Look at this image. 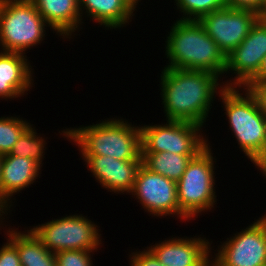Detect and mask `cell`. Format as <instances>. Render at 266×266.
Instances as JSON below:
<instances>
[{"label":"cell","mask_w":266,"mask_h":266,"mask_svg":"<svg viewBox=\"0 0 266 266\" xmlns=\"http://www.w3.org/2000/svg\"><path fill=\"white\" fill-rule=\"evenodd\" d=\"M160 79L166 120L192 122L205 128L215 96L225 88L223 79L219 83L221 78L211 72L177 68H162Z\"/></svg>","instance_id":"1"},{"label":"cell","mask_w":266,"mask_h":266,"mask_svg":"<svg viewBox=\"0 0 266 266\" xmlns=\"http://www.w3.org/2000/svg\"><path fill=\"white\" fill-rule=\"evenodd\" d=\"M170 27L164 50L169 63L164 68L207 71L220 78L224 76L227 57L199 20L178 18Z\"/></svg>","instance_id":"2"},{"label":"cell","mask_w":266,"mask_h":266,"mask_svg":"<svg viewBox=\"0 0 266 266\" xmlns=\"http://www.w3.org/2000/svg\"><path fill=\"white\" fill-rule=\"evenodd\" d=\"M63 138L78 146L80 155L110 156L117 160H142L141 129L126 118H107L96 124L65 128Z\"/></svg>","instance_id":"3"},{"label":"cell","mask_w":266,"mask_h":266,"mask_svg":"<svg viewBox=\"0 0 266 266\" xmlns=\"http://www.w3.org/2000/svg\"><path fill=\"white\" fill-rule=\"evenodd\" d=\"M218 96L239 149L252 161L266 147V116L245 87H225Z\"/></svg>","instance_id":"4"},{"label":"cell","mask_w":266,"mask_h":266,"mask_svg":"<svg viewBox=\"0 0 266 266\" xmlns=\"http://www.w3.org/2000/svg\"><path fill=\"white\" fill-rule=\"evenodd\" d=\"M47 27L30 0H0V51L27 54L44 41Z\"/></svg>","instance_id":"5"},{"label":"cell","mask_w":266,"mask_h":266,"mask_svg":"<svg viewBox=\"0 0 266 266\" xmlns=\"http://www.w3.org/2000/svg\"><path fill=\"white\" fill-rule=\"evenodd\" d=\"M210 147L212 146L208 144L191 159L177 182L179 209L189 220H196L195 217L210 212L217 204L215 192L217 159L213 157Z\"/></svg>","instance_id":"6"},{"label":"cell","mask_w":266,"mask_h":266,"mask_svg":"<svg viewBox=\"0 0 266 266\" xmlns=\"http://www.w3.org/2000/svg\"><path fill=\"white\" fill-rule=\"evenodd\" d=\"M83 214L66 215L29 229L51 252L65 250H100L101 230ZM98 248V249H97Z\"/></svg>","instance_id":"7"},{"label":"cell","mask_w":266,"mask_h":266,"mask_svg":"<svg viewBox=\"0 0 266 266\" xmlns=\"http://www.w3.org/2000/svg\"><path fill=\"white\" fill-rule=\"evenodd\" d=\"M140 129L142 153L197 155L210 144L203 127L192 122L166 120L164 124L140 125Z\"/></svg>","instance_id":"8"},{"label":"cell","mask_w":266,"mask_h":266,"mask_svg":"<svg viewBox=\"0 0 266 266\" xmlns=\"http://www.w3.org/2000/svg\"><path fill=\"white\" fill-rule=\"evenodd\" d=\"M129 195L137 199L145 212L151 216H175L181 222H189L179 209L177 182L150 171L143 164L137 170L134 188Z\"/></svg>","instance_id":"9"},{"label":"cell","mask_w":266,"mask_h":266,"mask_svg":"<svg viewBox=\"0 0 266 266\" xmlns=\"http://www.w3.org/2000/svg\"><path fill=\"white\" fill-rule=\"evenodd\" d=\"M233 235L217 246L211 266H266V233L256 219Z\"/></svg>","instance_id":"10"},{"label":"cell","mask_w":266,"mask_h":266,"mask_svg":"<svg viewBox=\"0 0 266 266\" xmlns=\"http://www.w3.org/2000/svg\"><path fill=\"white\" fill-rule=\"evenodd\" d=\"M260 17L252 10L225 6L202 16L199 22L227 57L249 34Z\"/></svg>","instance_id":"11"},{"label":"cell","mask_w":266,"mask_h":266,"mask_svg":"<svg viewBox=\"0 0 266 266\" xmlns=\"http://www.w3.org/2000/svg\"><path fill=\"white\" fill-rule=\"evenodd\" d=\"M266 55V22L260 17L244 40L227 56L225 87H244L257 73Z\"/></svg>","instance_id":"12"},{"label":"cell","mask_w":266,"mask_h":266,"mask_svg":"<svg viewBox=\"0 0 266 266\" xmlns=\"http://www.w3.org/2000/svg\"><path fill=\"white\" fill-rule=\"evenodd\" d=\"M200 236L165 238L147 248L164 266H211L213 241Z\"/></svg>","instance_id":"13"},{"label":"cell","mask_w":266,"mask_h":266,"mask_svg":"<svg viewBox=\"0 0 266 266\" xmlns=\"http://www.w3.org/2000/svg\"><path fill=\"white\" fill-rule=\"evenodd\" d=\"M86 168L102 189L116 194H130L142 160H117L110 156L82 155Z\"/></svg>","instance_id":"14"},{"label":"cell","mask_w":266,"mask_h":266,"mask_svg":"<svg viewBox=\"0 0 266 266\" xmlns=\"http://www.w3.org/2000/svg\"><path fill=\"white\" fill-rule=\"evenodd\" d=\"M41 167L32 159L17 155L6 154L2 156L1 164V188H2V209L8 214L13 206L14 195L21 193L31 184L36 182Z\"/></svg>","instance_id":"15"},{"label":"cell","mask_w":266,"mask_h":266,"mask_svg":"<svg viewBox=\"0 0 266 266\" xmlns=\"http://www.w3.org/2000/svg\"><path fill=\"white\" fill-rule=\"evenodd\" d=\"M33 73L26 54L0 51V99L14 100L27 95L34 86Z\"/></svg>","instance_id":"16"},{"label":"cell","mask_w":266,"mask_h":266,"mask_svg":"<svg viewBox=\"0 0 266 266\" xmlns=\"http://www.w3.org/2000/svg\"><path fill=\"white\" fill-rule=\"evenodd\" d=\"M43 19L51 26L53 34L71 39L83 27L79 0H30ZM81 28V29H80ZM74 34V35H73Z\"/></svg>","instance_id":"17"},{"label":"cell","mask_w":266,"mask_h":266,"mask_svg":"<svg viewBox=\"0 0 266 266\" xmlns=\"http://www.w3.org/2000/svg\"><path fill=\"white\" fill-rule=\"evenodd\" d=\"M135 10L137 11L136 7L128 0H79L83 24V17L87 16L90 21L92 19L100 24V27L103 26L106 30L110 28L111 31L126 27L135 16Z\"/></svg>","instance_id":"18"},{"label":"cell","mask_w":266,"mask_h":266,"mask_svg":"<svg viewBox=\"0 0 266 266\" xmlns=\"http://www.w3.org/2000/svg\"><path fill=\"white\" fill-rule=\"evenodd\" d=\"M7 229L4 235L17 248L21 266H57L55 253L44 246L31 230Z\"/></svg>","instance_id":"19"},{"label":"cell","mask_w":266,"mask_h":266,"mask_svg":"<svg viewBox=\"0 0 266 266\" xmlns=\"http://www.w3.org/2000/svg\"><path fill=\"white\" fill-rule=\"evenodd\" d=\"M196 155H180L170 152L142 153V164L150 171L178 182L189 162Z\"/></svg>","instance_id":"20"},{"label":"cell","mask_w":266,"mask_h":266,"mask_svg":"<svg viewBox=\"0 0 266 266\" xmlns=\"http://www.w3.org/2000/svg\"><path fill=\"white\" fill-rule=\"evenodd\" d=\"M32 126L33 124L21 134L9 154L30 158L42 168L47 142L36 132V127Z\"/></svg>","instance_id":"21"},{"label":"cell","mask_w":266,"mask_h":266,"mask_svg":"<svg viewBox=\"0 0 266 266\" xmlns=\"http://www.w3.org/2000/svg\"><path fill=\"white\" fill-rule=\"evenodd\" d=\"M31 125L20 116L0 117V155L9 154L21 134Z\"/></svg>","instance_id":"22"},{"label":"cell","mask_w":266,"mask_h":266,"mask_svg":"<svg viewBox=\"0 0 266 266\" xmlns=\"http://www.w3.org/2000/svg\"><path fill=\"white\" fill-rule=\"evenodd\" d=\"M179 13H183L180 19L199 20L202 16L215 10L224 8V0H174Z\"/></svg>","instance_id":"23"},{"label":"cell","mask_w":266,"mask_h":266,"mask_svg":"<svg viewBox=\"0 0 266 266\" xmlns=\"http://www.w3.org/2000/svg\"><path fill=\"white\" fill-rule=\"evenodd\" d=\"M95 252H97V250L71 249L57 252L55 253L57 266H92L94 265L92 257Z\"/></svg>","instance_id":"24"},{"label":"cell","mask_w":266,"mask_h":266,"mask_svg":"<svg viewBox=\"0 0 266 266\" xmlns=\"http://www.w3.org/2000/svg\"><path fill=\"white\" fill-rule=\"evenodd\" d=\"M129 262L130 266H164L147 247L143 251H131Z\"/></svg>","instance_id":"25"},{"label":"cell","mask_w":266,"mask_h":266,"mask_svg":"<svg viewBox=\"0 0 266 266\" xmlns=\"http://www.w3.org/2000/svg\"><path fill=\"white\" fill-rule=\"evenodd\" d=\"M0 247V266H21L17 248L6 239Z\"/></svg>","instance_id":"26"},{"label":"cell","mask_w":266,"mask_h":266,"mask_svg":"<svg viewBox=\"0 0 266 266\" xmlns=\"http://www.w3.org/2000/svg\"><path fill=\"white\" fill-rule=\"evenodd\" d=\"M225 5L235 9L252 10L259 15H262L266 9L265 0H224Z\"/></svg>","instance_id":"27"},{"label":"cell","mask_w":266,"mask_h":266,"mask_svg":"<svg viewBox=\"0 0 266 266\" xmlns=\"http://www.w3.org/2000/svg\"><path fill=\"white\" fill-rule=\"evenodd\" d=\"M244 87L255 97L260 111L266 116V80L248 82Z\"/></svg>","instance_id":"28"},{"label":"cell","mask_w":266,"mask_h":266,"mask_svg":"<svg viewBox=\"0 0 266 266\" xmlns=\"http://www.w3.org/2000/svg\"><path fill=\"white\" fill-rule=\"evenodd\" d=\"M251 162L266 179V147Z\"/></svg>","instance_id":"29"},{"label":"cell","mask_w":266,"mask_h":266,"mask_svg":"<svg viewBox=\"0 0 266 266\" xmlns=\"http://www.w3.org/2000/svg\"><path fill=\"white\" fill-rule=\"evenodd\" d=\"M266 80V55L264 56L258 73L249 82H261Z\"/></svg>","instance_id":"30"},{"label":"cell","mask_w":266,"mask_h":266,"mask_svg":"<svg viewBox=\"0 0 266 266\" xmlns=\"http://www.w3.org/2000/svg\"><path fill=\"white\" fill-rule=\"evenodd\" d=\"M256 220L264 228L265 233H266V214H264V216L262 215L261 217H259Z\"/></svg>","instance_id":"31"},{"label":"cell","mask_w":266,"mask_h":266,"mask_svg":"<svg viewBox=\"0 0 266 266\" xmlns=\"http://www.w3.org/2000/svg\"><path fill=\"white\" fill-rule=\"evenodd\" d=\"M1 164H2V156L0 155V178H1ZM0 207L2 208V188L0 183Z\"/></svg>","instance_id":"32"},{"label":"cell","mask_w":266,"mask_h":266,"mask_svg":"<svg viewBox=\"0 0 266 266\" xmlns=\"http://www.w3.org/2000/svg\"><path fill=\"white\" fill-rule=\"evenodd\" d=\"M130 1L136 8H137V5L141 2V0H128Z\"/></svg>","instance_id":"33"},{"label":"cell","mask_w":266,"mask_h":266,"mask_svg":"<svg viewBox=\"0 0 266 266\" xmlns=\"http://www.w3.org/2000/svg\"><path fill=\"white\" fill-rule=\"evenodd\" d=\"M261 17L265 20L266 22V9L264 10L263 14L261 15Z\"/></svg>","instance_id":"34"}]
</instances>
